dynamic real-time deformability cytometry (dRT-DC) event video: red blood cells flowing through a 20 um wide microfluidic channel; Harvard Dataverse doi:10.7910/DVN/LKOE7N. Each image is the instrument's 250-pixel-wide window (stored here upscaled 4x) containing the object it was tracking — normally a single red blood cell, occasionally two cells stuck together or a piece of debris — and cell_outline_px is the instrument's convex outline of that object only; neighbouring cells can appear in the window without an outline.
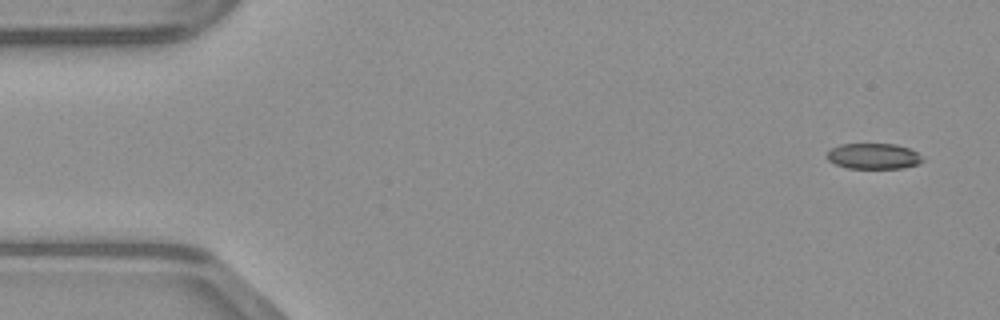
{"species": "common noctule bat (a hibernating species)", "species_latin": "Nyctalus noctula", "temperature_condition": "warm", "stored_images_in_passage": 48, "camera_frame_rate_fps": 3000, "um_per_image_px": 0.085, "animal": {"sex": "male", "body_mass_g": 23.1, "forearm_length_mm": 52.7}, "frame": {"image": 1, "passage_image": 2, "time_ms": 0.333, "image_size_px": [1000, 320], "cell_outline_px": [[924, 160], [920, 164], [904, 168], [848, 168], [836, 164], [828, 160], [828, 152], [832, 148], [840, 144], [896, 144], [908, 148], [916, 152]], "centroid_in_image_um": [74.28, 13.28], "position_along_channel_um": 10.7, "area_um2": 14.22}}
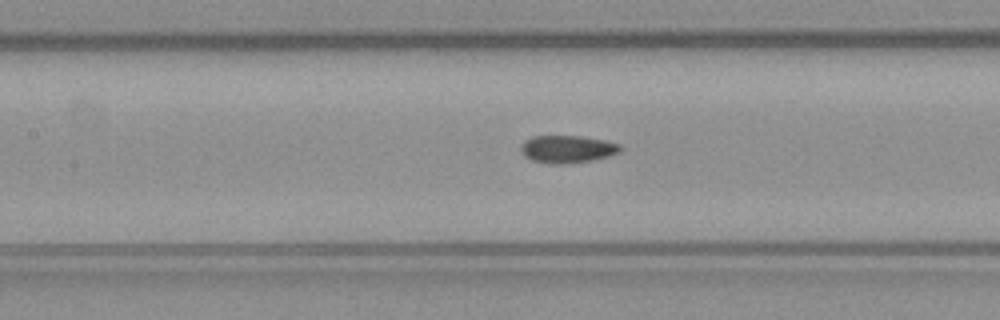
{"frame": {"image": 2, "passage_image": 21, "time_ms": 6.667, "image_size_px": [1000, 320], "cell_outline_px": [[624, 148], [620, 152], [608, 156], [592, 160], [568, 164], [548, 164], [532, 160], [524, 156], [520, 152], [520, 144], [524, 140], [532, 136], [580, 136], [604, 140], [620, 144]], "centroid_in_image_um": [48.2, 12.68], "position_along_channel_um": 159.2, "area_um2": 16.24}}
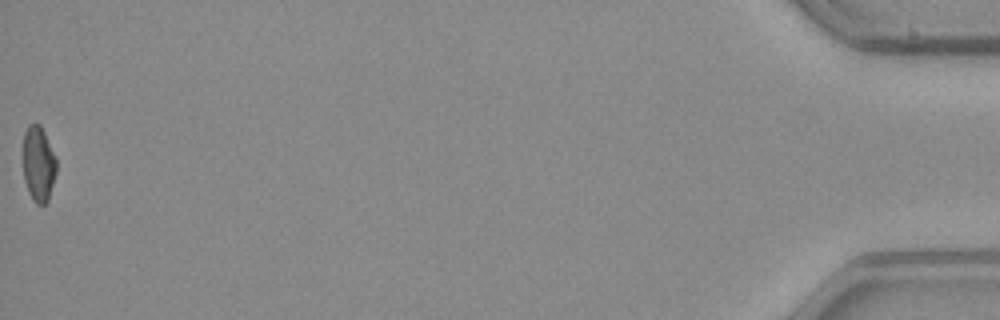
{"frame": {"image": 3, "passage_image": 48, "time_ms": 15.667, "image_size_px": [1000, 320], "cell_outline_px": [[56, 172], [48, 200], [44, 204], [36, 204], [32, 200], [28, 192], [24, 180], [24, 132], [28, 124], [40, 124], [56, 156]], "centroid_in_image_um": [3.27, 13.94], "position_along_channel_um": 431.9, "area_um2": 14.62}}